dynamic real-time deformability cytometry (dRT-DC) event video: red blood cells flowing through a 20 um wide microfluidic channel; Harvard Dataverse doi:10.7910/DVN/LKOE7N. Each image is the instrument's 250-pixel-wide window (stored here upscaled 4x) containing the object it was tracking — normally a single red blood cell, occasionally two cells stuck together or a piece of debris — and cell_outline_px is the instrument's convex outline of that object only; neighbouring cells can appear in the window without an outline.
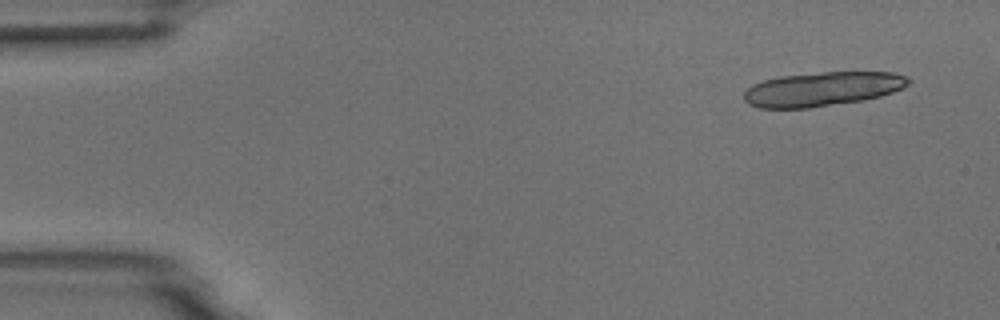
{"species": "common noctule bat (a hibernating species)", "species_latin": "Nyctalus noctula", "temperature_condition": "room temperature", "stored_images_in_passage": 5, "camera_frame_rate_fps": 3000, "um_per_image_px": 0.085, "animal": {"sex": "male", "body_mass_g": 18.8}, "frame": {"image": 1, "passage_image": 1, "time_ms": 0.0, "image_size_px": [1000, 320], "cell_outline_px": [[912, 80], [908, 84], [892, 92], [880, 96], [864, 100], [808, 108], [760, 108], [748, 104], [744, 100], [744, 92], [752, 84], [764, 80], [780, 76], [824, 72], [892, 72], [908, 76]], "centroid_in_image_um": [69.89, 7.56], "position_along_channel_um": 15.1, "area_um2": 32.77}}